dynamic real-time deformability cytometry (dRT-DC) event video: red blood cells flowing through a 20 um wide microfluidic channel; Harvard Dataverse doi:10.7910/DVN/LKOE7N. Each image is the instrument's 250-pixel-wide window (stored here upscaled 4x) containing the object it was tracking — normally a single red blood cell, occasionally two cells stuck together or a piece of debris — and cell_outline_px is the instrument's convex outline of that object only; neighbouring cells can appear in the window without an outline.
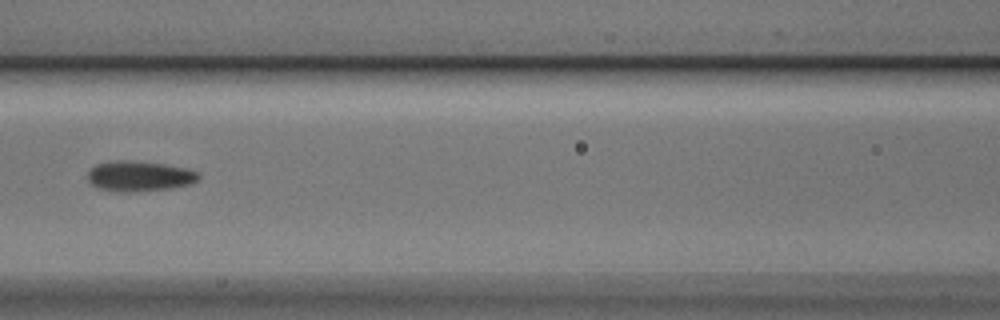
{"species": "Egyptian fruit bat (a non-hibernating species)", "species_latin": "Rousettus aegyptiacus", "temperature_condition": "cold", "stored_images_in_passage": 8, "segment_of_instrument_passage": [1, 2], "camera_frame_rate_fps": 3000, "um_per_image_px": 0.085, "animal": {"sex": "male"}, "frame": {"image": 1, "passage_image": 7, "time_ms": 2.0, "image_size_px": [1000, 320], "cell_outline_px": [[200, 180], [192, 184], [172, 188], [132, 192], [120, 192], [96, 188], [88, 180], [88, 172], [96, 164], [116, 160], [132, 160], [164, 164], [188, 168], [200, 172]], "centroid_in_image_um": [11.9, 14.97], "position_along_channel_um": 154.7, "area_um2": 19.94}}